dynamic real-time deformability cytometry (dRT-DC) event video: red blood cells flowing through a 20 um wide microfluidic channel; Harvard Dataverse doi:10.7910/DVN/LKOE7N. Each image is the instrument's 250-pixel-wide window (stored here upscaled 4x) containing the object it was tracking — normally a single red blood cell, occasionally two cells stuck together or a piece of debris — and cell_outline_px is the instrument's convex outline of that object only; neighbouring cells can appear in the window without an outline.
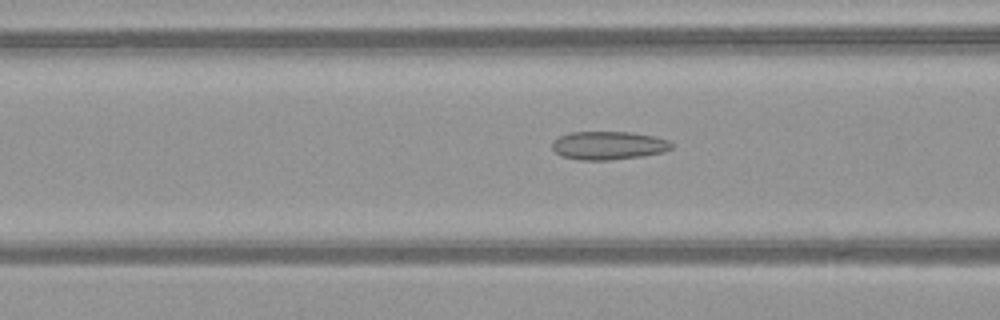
{"species": "common noctule bat (a hibernating species)", "species_latin": "Nyctalus noctula", "temperature_condition": "warm", "stored_images_in_passage": 51, "camera_frame_rate_fps": 3000, "um_per_image_px": 0.085, "animal": {"sex": "female", "body_mass_g": 21.9}, "frame": {"image": 1, "passage_image": 21, "time_ms": 6.667, "image_size_px": [1000, 320], "cell_outline_px": [[672, 148], [664, 152], [644, 156], [608, 160], [580, 160], [560, 156], [552, 148], [552, 140], [560, 136], [572, 132], [632, 132], [656, 136], [668, 140], [672, 144]], "centroid_in_image_um": [51.73, 12.36], "position_along_channel_um": 114.9, "area_um2": 19.88}}
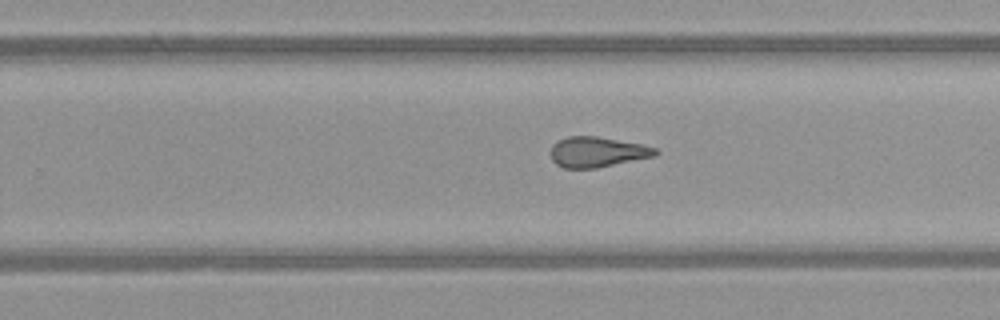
{"frame": {"image": 2, "passage_image": 33, "time_ms": 10.667, "image_size_px": [1000, 320], "cell_outline_px": [[660, 152], [656, 156], [596, 168], [564, 168], [556, 164], [552, 160], [548, 152], [552, 144], [568, 136], [596, 136], [640, 144], [656, 148]], "centroid_in_image_um": [50.73, 12.92], "position_along_channel_um": 279.1, "area_um2": 18.61}}
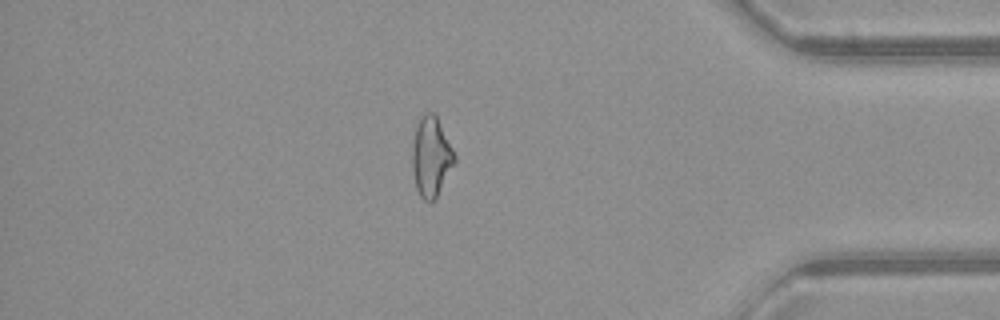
{"frame": {"image": 3, "passage_image": 44, "time_ms": 14.333, "image_size_px": [1000, 320], "cell_outline_px": [[456, 160], [436, 200], [424, 200], [420, 196], [416, 188], [412, 172], [412, 144], [416, 124], [420, 116], [424, 112], [432, 112], [436, 116], [456, 156]], "centroid_in_image_um": [36.62, 13.33], "position_along_channel_um": 398.6, "area_um2": 19.77}, "authors_computed_cell_mechanics": {"area_um2": 20.3456, "velocity_mm_per_s": 4.0973, "shape_relaxation_time_tau1_ms": null, "shape_relaxation_time_tau2_ms": 2.3372, "deformation_change_tau1": null, "deformation_change_tau2": 0.1079}}